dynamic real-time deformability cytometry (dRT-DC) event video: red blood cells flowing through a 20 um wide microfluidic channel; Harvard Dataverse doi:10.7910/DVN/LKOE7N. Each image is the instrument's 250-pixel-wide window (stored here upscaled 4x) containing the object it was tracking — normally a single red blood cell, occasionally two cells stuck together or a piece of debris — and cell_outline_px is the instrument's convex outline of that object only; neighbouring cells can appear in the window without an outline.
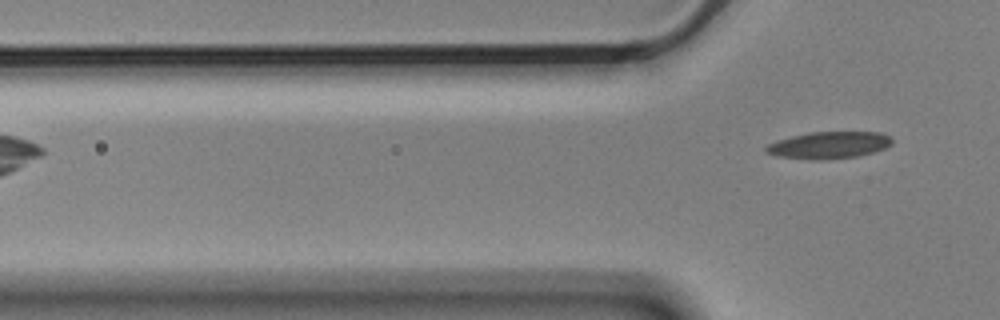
{"species": "Egyptian fruit bat (a non-hibernating species)", "species_latin": "Rousettus aegyptiacus", "temperature_condition": "cold", "stored_images_in_passage": 6, "camera_frame_rate_fps": 3000, "um_per_image_px": 0.085, "animal": {"sex": "male"}, "frame": {"image": 1, "passage_image": 6, "time_ms": 1.667, "image_size_px": [1000, 320], "cell_outline_px": [[892, 144], [884, 148], [872, 152], [856, 156], [824, 160], [812, 160], [776, 156], [764, 152], [764, 148], [768, 144], [776, 140], [808, 132], [880, 132], [892, 136]], "centroid_in_image_um": [70.43, 12.33], "position_along_channel_um": 55.4, "area_um2": 19.94}}